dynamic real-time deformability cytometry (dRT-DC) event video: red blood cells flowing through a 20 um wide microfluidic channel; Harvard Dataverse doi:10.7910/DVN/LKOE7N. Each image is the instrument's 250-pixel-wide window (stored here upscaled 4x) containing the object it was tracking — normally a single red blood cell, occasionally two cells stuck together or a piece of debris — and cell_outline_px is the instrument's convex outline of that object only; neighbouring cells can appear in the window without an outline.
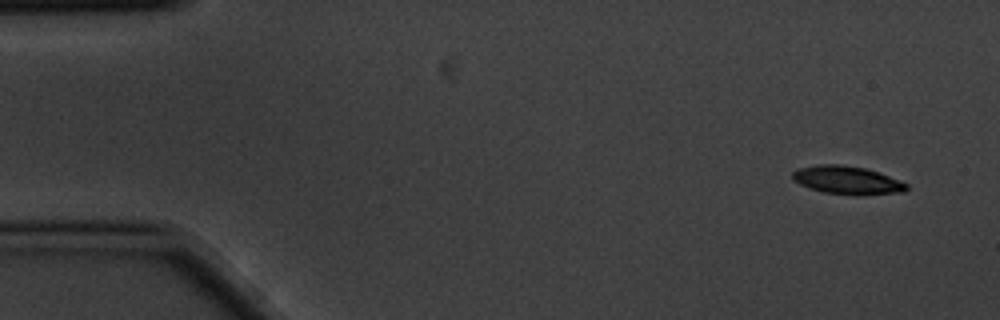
{"species": "common noctule bat (a hibernating species)", "species_latin": "Nyctalus noctula", "temperature_condition": "cold", "stored_images_in_passage": 5, "camera_frame_rate_fps": 3000, "um_per_image_px": 0.085, "animal": {"sex": "male", "body_mass_g": 20.1, "forearm_length_mm": 53.5}, "frame": {"image": 1, "passage_image": 1, "time_ms": 0.0, "image_size_px": [1000, 320], "cell_outline_px": [[908, 188], [904, 192], [860, 196], [856, 196], [824, 192], [808, 188], [792, 180], [792, 172], [800, 168], [816, 164], [840, 164], [864, 168], [888, 176], [908, 184]], "centroid_in_image_um": [71.99, 15.33], "position_along_channel_um": 13.0, "area_um2": 18.84}}
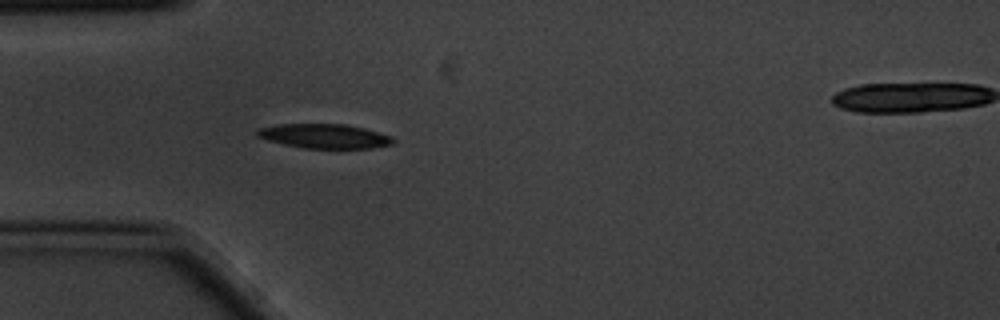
{"frame": {"image": 2, "passage_image": 4, "time_ms": 1.0, "image_size_px": [1000, 320], "cell_outline_px": [[396, 140], [392, 144], [372, 148], [304, 148], [284, 144], [268, 140], [256, 136], [256, 132], [260, 128], [280, 124], [344, 124], [364, 128], [392, 136]], "centroid_in_image_um": [27.61, 11.57], "position_along_channel_um": 57.4, "area_um2": 19.19}}